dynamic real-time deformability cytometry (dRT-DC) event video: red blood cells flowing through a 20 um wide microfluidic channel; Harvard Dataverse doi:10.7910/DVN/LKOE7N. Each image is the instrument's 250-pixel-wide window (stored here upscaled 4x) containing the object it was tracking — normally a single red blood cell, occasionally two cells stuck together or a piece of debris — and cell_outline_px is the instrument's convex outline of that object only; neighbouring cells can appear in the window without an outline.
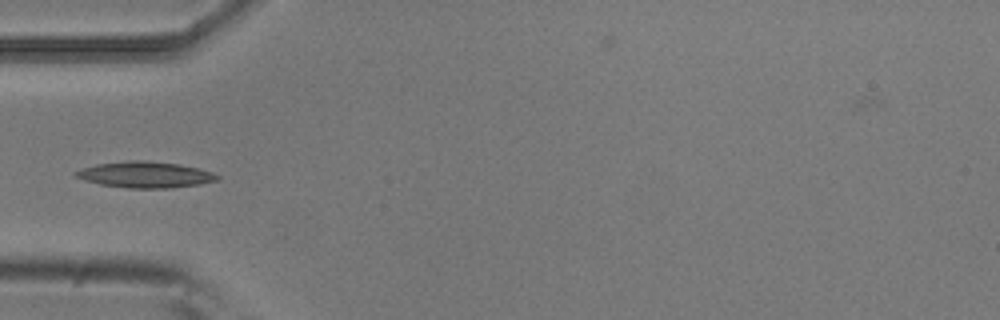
{"species": "common noctule bat (a hibernating species)", "species_latin": "Nyctalus noctula", "temperature_condition": "room temperature", "stored_images_in_passage": 8, "camera_frame_rate_fps": 3000, "um_per_image_px": 0.085, "animal": {"sex": "male", "body_mass_g": 20.5, "forearm_length_mm": 52.5}, "frame": {"image": 1, "passage_image": 5, "time_ms": 1.333, "image_size_px": [1000, 320], "cell_outline_px": [[220, 176], [216, 180], [196, 184], [168, 188], [128, 188], [100, 184], [84, 180], [76, 176], [72, 172], [96, 164], [128, 160], [144, 160], [180, 164], [212, 172]], "centroid_in_image_um": [12.3, 14.84], "position_along_channel_um": 72.7, "area_um2": 21.27}}
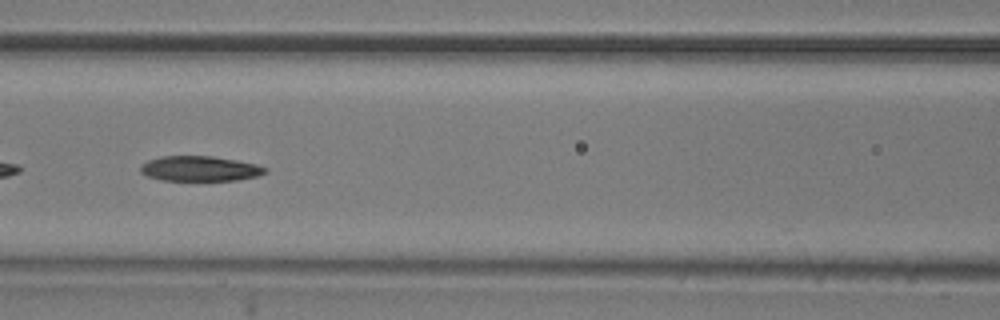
{"frame": {"image": 2, "passage_image": 7, "time_ms": 2.0, "image_size_px": [1000, 320], "cell_outline_px": [[268, 172], [256, 176], [236, 180], [160, 180], [148, 176], [140, 172], [140, 168], [148, 160], [160, 156], [212, 156], [236, 160], [256, 164], [268, 168]], "centroid_in_image_um": [17.0, 14.33], "position_along_channel_um": 149.6, "area_um2": 18.15}}
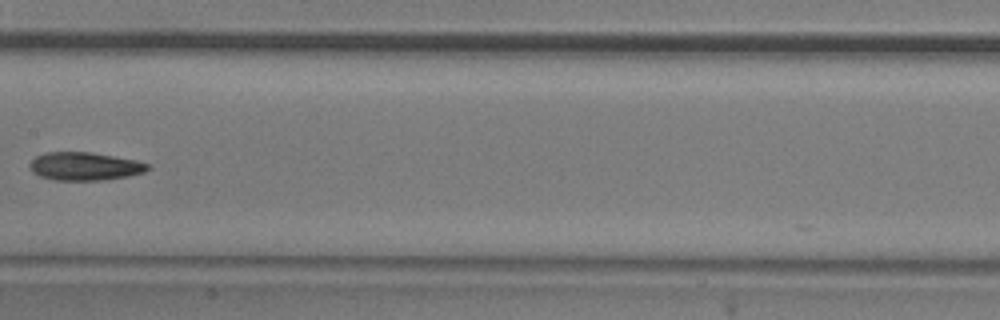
{"frame": {"image": 3, "passage_image": 8, "time_ms": 2.333, "image_size_px": [1000, 320], "cell_outline_px": [[152, 168], [144, 172], [128, 176], [104, 180], [52, 180], [40, 176], [32, 172], [28, 164], [36, 156], [44, 152], [92, 152], [136, 160], [148, 164]], "centroid_in_image_um": [7.19, 14.13], "position_along_channel_um": 200.2, "area_um2": 19.48}}